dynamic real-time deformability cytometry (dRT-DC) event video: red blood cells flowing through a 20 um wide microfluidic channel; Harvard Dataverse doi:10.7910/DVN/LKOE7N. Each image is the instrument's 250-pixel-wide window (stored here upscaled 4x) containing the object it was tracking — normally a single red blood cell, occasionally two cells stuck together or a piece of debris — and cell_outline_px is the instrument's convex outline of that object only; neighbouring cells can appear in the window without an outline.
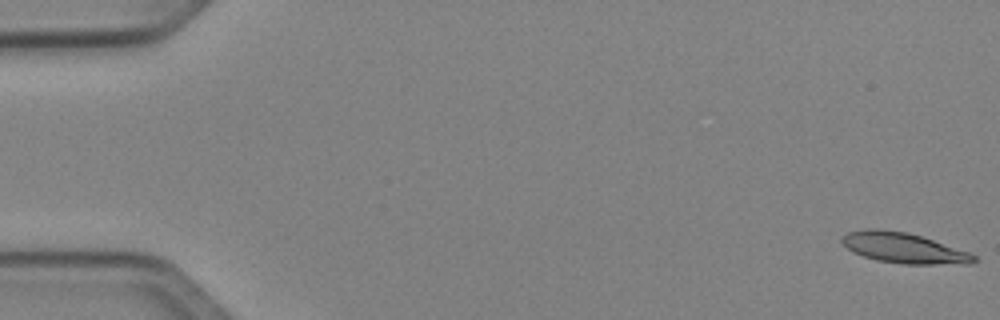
{"species": "Egyptian fruit bat (a non-hibernating species)", "species_latin": "Rousettus aegyptiacus", "temperature_condition": "cold", "stored_images_in_passage": 51, "camera_frame_rate_fps": 3000, "um_per_image_px": 0.085, "animal": {"sex": "female"}, "frame": {"image": 1, "passage_image": 1, "time_ms": 0.0, "image_size_px": [1000, 320], "cell_outline_px": [[980, 260], [972, 264], [904, 264], [876, 260], [852, 252], [840, 240], [840, 236], [848, 232], [864, 228], [876, 228], [908, 232], [968, 252], [976, 256]], "centroid_in_image_um": [76.79, 21.07], "position_along_channel_um": 8.2, "area_um2": 23.47}}
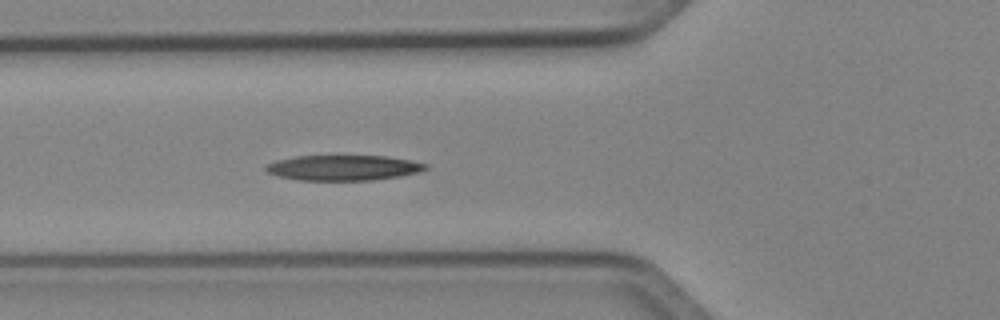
{"frame": {"image": 2, "passage_image": 19, "time_ms": 6.0, "image_size_px": [1000, 320], "cell_outline_px": [[428, 168], [416, 172], [400, 176], [372, 180], [296, 180], [280, 176], [268, 172], [264, 168], [268, 164], [276, 160], [296, 156], [388, 156], [412, 160], [428, 164]], "centroid_in_image_um": [29.2, 14.25], "position_along_channel_um": 96.6, "area_um2": 23.47}}
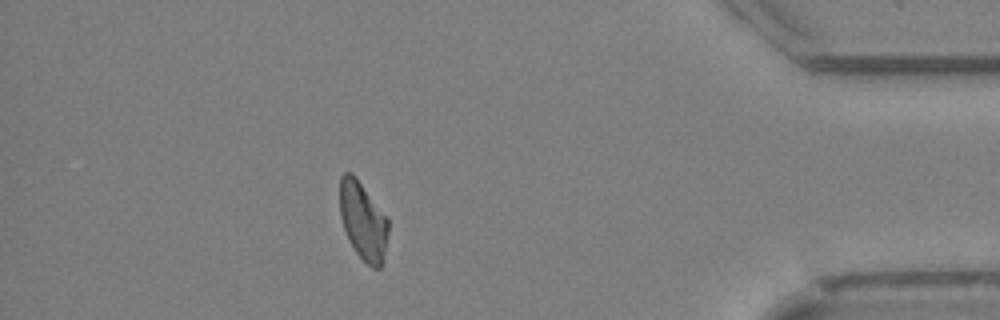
{"frame": {"image": 3, "passage_image": 45, "time_ms": 14.667, "image_size_px": [1000, 320], "cell_outline_px": [[388, 232], [384, 260], [380, 268], [372, 268], [356, 252], [348, 240], [340, 216], [340, 176], [344, 172], [352, 172], [356, 176], [388, 216]], "centroid_in_image_um": [30.87, 18.75], "position_along_channel_um": 404.3, "area_um2": 22.37}, "authors_computed_cell_mechanics": {"area_um2": 23.12, "velocity_mm_per_s": 4.0356, "shape_relaxation_time_tau1_ms": null, "shape_relaxation_time_tau2_ms": 4.9054, "deformation_change_tau1": null, "deformation_change_tau2": 0.1479}}